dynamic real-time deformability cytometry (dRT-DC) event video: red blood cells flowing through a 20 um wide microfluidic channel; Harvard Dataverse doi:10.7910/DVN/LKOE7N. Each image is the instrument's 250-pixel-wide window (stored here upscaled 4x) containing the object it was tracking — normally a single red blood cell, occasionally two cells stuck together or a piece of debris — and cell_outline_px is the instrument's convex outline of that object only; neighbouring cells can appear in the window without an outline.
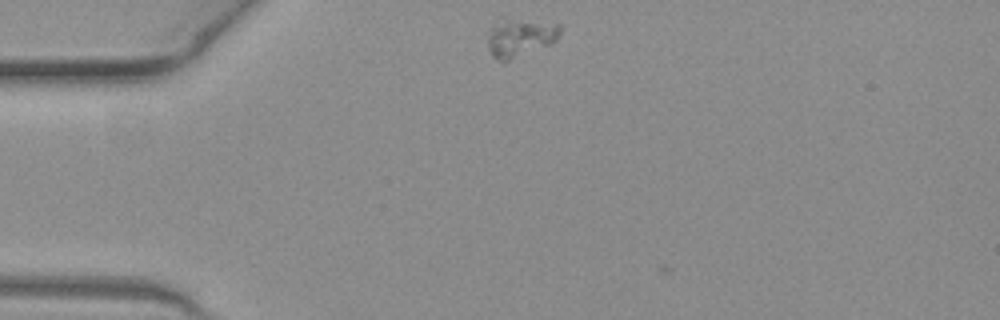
{"species": "common noctule bat (a hibernating species)", "species_latin": "Nyctalus noctula", "temperature_condition": "warm", "stored_images_in_passage": 3, "camera_frame_rate_fps": 3000, "um_per_image_px": 0.085, "animal": {"sex": "female", "body_mass_g": 19.3, "forearm_length_mm": 54.1}, "frame": {"image": 1, "passage_image": 1, "time_ms": 0.0, "image_size_px": [1000, 320], "cell_outline_px": [[560, 32], [556, 40], [552, 44], [508, 60], [500, 60], [492, 56], [488, 48], [488, 36], [492, 28], [504, 16], [560, 24]], "centroid_in_image_um": [44.23, 3.15], "position_along_channel_um": 40.8, "area_um2": 16.18}}